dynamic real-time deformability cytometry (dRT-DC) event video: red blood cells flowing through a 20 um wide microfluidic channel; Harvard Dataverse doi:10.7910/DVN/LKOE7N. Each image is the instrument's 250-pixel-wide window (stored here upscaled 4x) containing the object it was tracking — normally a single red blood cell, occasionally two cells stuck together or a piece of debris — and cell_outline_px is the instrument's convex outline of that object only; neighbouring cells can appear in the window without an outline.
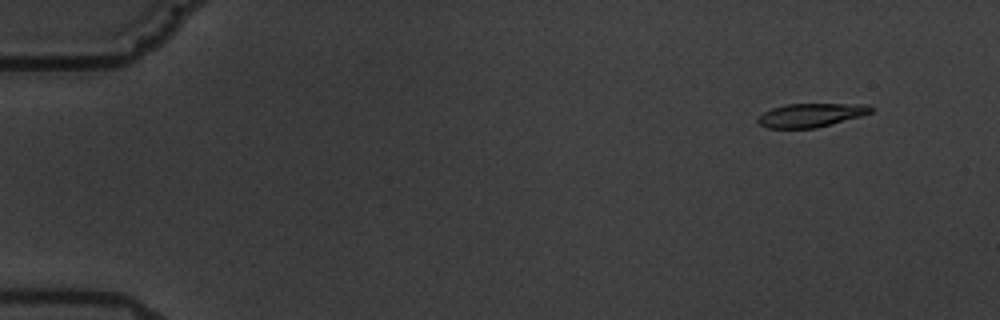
{"species": "common noctule bat (a hibernating species)", "species_latin": "Nyctalus noctula", "temperature_condition": "warm", "stored_images_in_passage": 6, "camera_frame_rate_fps": 3000, "um_per_image_px": 0.085, "animal": {"sex": "male", "body_mass_g": 19.5, "forearm_length_mm": 54.6}, "frame": {"image": 1, "passage_image": 2, "time_ms": 1.333, "image_size_px": [1000, 320], "cell_outline_px": [[872, 112], [860, 116], [816, 128], [768, 128], [760, 124], [756, 120], [764, 112], [772, 108], [784, 104], [872, 104]], "centroid_in_image_um": [68.93, 9.78], "position_along_channel_um": 16.1, "area_um2": 15.49}}